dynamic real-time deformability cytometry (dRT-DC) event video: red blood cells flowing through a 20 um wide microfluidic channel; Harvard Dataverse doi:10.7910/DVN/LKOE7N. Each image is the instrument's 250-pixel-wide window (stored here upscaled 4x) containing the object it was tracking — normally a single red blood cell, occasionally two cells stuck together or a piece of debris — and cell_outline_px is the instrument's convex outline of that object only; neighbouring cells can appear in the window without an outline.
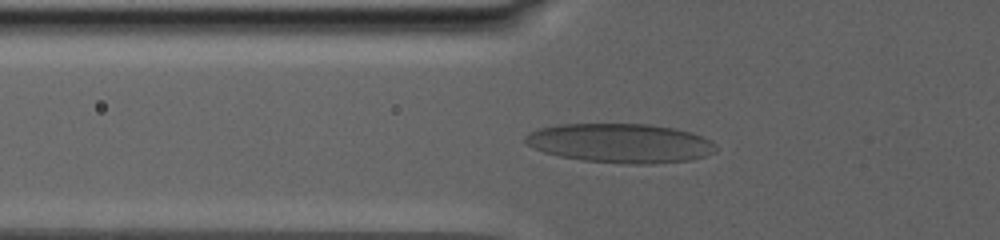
{"species": "human", "species_latin": "Homo sapiens", "temperature_condition": "warm", "stored_images_in_passage": 45, "camera_frame_rate_fps": 3000, "um_per_image_px": 0.085, "donor": {"sex": "male"}, "frame": {"image": 1, "passage_image": 15, "time_ms": 10.333, "image_size_px": [1000, 240], "cell_outline_px": [[716, 152], [692, 160], [648, 164], [628, 164], [584, 160], [560, 156], [544, 152], [528, 144], [524, 140], [524, 136], [528, 132], [540, 128], [560, 124], [648, 124], [676, 128], [692, 132], [712, 140], [716, 144]], "centroid_in_image_um": [52.78, 12.16], "position_along_channel_um": 73.0, "area_um2": 43.7}}
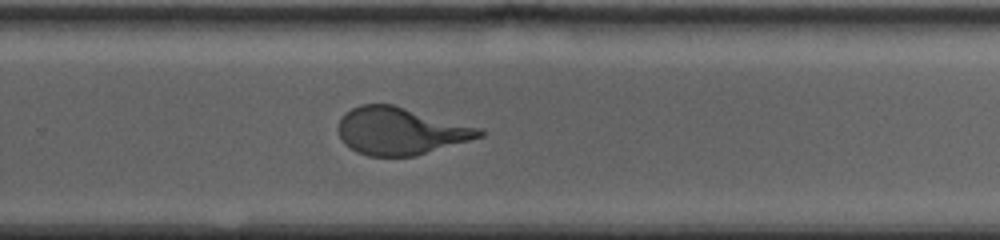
{"frame": {"image": 2, "passage_image": 30, "time_ms": 19.0, "image_size_px": [1000, 240], "cell_outline_px": [[484, 136], [416, 156], [368, 156], [356, 152], [344, 144], [340, 136], [340, 120], [344, 112], [360, 104], [392, 104], [480, 128], [484, 132]], "centroid_in_image_um": [34.03, 11.14], "position_along_channel_um": 295.8, "area_um2": 38.67}}
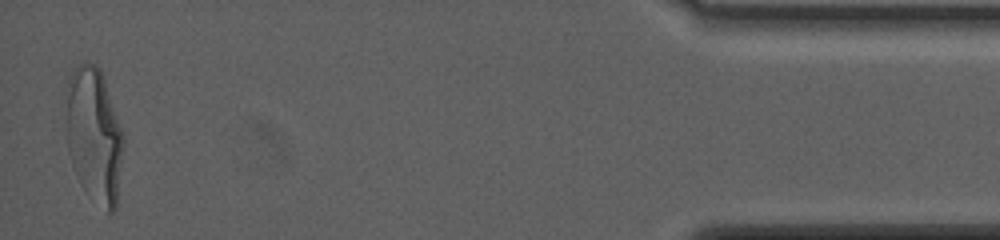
{"frame": {"image": 3, "passage_image": 45, "time_ms": 26.667, "image_size_px": [1000, 240], "cell_outline_px": [[124, 144], [116, 208], [112, 212], [108, 212], [76, 172], [72, 164], [68, 152], [68, 80], [72, 68], [88, 60], [96, 64], [100, 68], [104, 76], [124, 136]], "centroid_in_image_um": [8.05, 11.34], "position_along_channel_um": 427.2, "area_um2": 43.75}}